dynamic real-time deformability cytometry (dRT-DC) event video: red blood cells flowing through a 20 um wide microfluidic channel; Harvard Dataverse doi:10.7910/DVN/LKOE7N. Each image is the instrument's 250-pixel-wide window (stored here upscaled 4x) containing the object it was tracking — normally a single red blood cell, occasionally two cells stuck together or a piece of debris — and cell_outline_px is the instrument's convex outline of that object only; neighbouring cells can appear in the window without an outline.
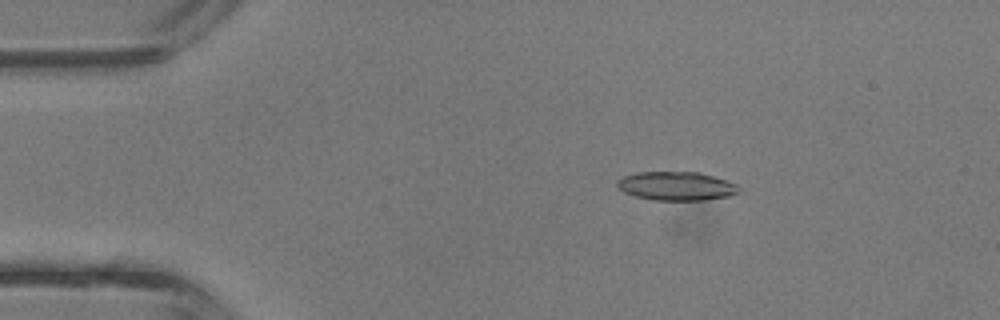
{"species": "common noctule bat (a hibernating species)", "species_latin": "Nyctalus noctula", "temperature_condition": "room temperature", "stored_images_in_passage": 17, "camera_frame_rate_fps": 3000, "um_per_image_px": 0.085, "animal": {"sex": "male", "body_mass_g": 13.3}, "frame": {"image": 1, "passage_image": 8, "time_ms": 2.333, "image_size_px": [1000, 320], "cell_outline_px": [[740, 192], [732, 196], [704, 200], [652, 200], [636, 196], [624, 192], [616, 184], [616, 180], [620, 176], [636, 172], [700, 172], [736, 184]], "centroid_in_image_um": [57.46, 15.81], "position_along_channel_um": 27.5, "area_um2": 20.46}}
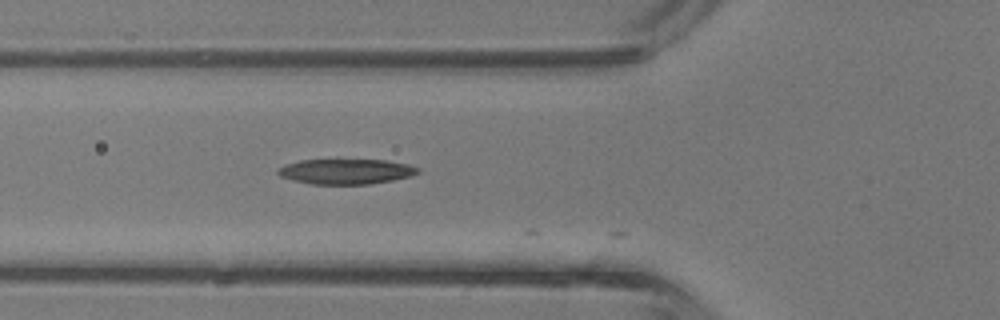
{"frame": {"image": 2, "passage_image": 16, "time_ms": 5.0, "image_size_px": [1000, 320], "cell_outline_px": [[420, 172], [412, 176], [372, 184], [312, 184], [292, 180], [280, 176], [276, 172], [276, 168], [284, 164], [300, 160], [336, 156], [388, 160], [408, 164], [420, 168]], "centroid_in_image_um": [29.38, 14.51], "position_along_channel_um": 96.4, "area_um2": 22.02}}